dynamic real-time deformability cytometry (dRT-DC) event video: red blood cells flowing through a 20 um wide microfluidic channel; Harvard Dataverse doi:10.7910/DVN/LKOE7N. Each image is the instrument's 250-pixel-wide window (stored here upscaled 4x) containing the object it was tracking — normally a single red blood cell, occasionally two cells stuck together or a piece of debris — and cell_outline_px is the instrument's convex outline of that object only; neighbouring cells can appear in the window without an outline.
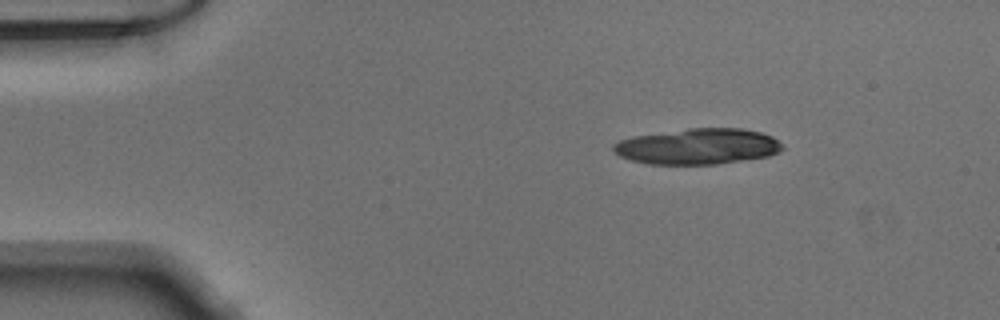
{"species": "Egyptian fruit bat (a non-hibernating species)", "species_latin": "Rousettus aegyptiacus", "temperature_condition": "warm", "stored_images_in_passage": 11, "camera_frame_rate_fps": 3000, "um_per_image_px": 0.085, "animal": {"sex": "male"}, "frame": {"image": 1, "passage_image": 1, "time_ms": 0.0, "image_size_px": [1000, 320], "cell_outline_px": [[784, 148], [768, 156], [712, 164], [648, 164], [632, 160], [620, 156], [612, 152], [612, 144], [620, 140], [632, 136], [688, 128], [744, 128], [760, 132], [772, 136], [784, 144]], "centroid_in_image_um": [59.28, 12.43], "position_along_channel_um": 25.7, "area_um2": 35.32}}